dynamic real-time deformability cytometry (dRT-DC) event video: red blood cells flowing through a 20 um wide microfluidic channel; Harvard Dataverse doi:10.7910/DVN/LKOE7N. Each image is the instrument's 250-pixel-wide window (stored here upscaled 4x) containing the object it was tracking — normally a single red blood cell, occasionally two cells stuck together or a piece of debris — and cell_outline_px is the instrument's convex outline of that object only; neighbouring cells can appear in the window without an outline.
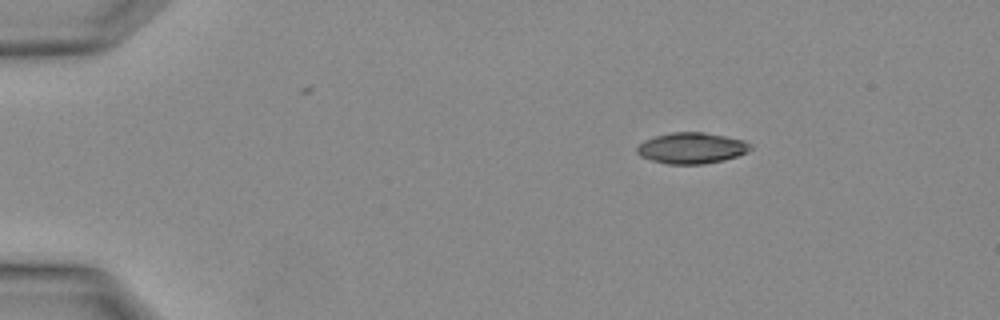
{"species": "Egyptian fruit bat (a non-hibernating species)", "species_latin": "Rousettus aegyptiacus", "temperature_condition": "warm", "stored_images_in_passage": 2, "camera_frame_rate_fps": 3000, "um_per_image_px": 0.085, "animal": {"sex": "female"}, "frame": {"image": 1, "passage_image": 2, "time_ms": 0.333, "image_size_px": [1000, 320], "cell_outline_px": [[752, 148], [748, 152], [724, 160], [704, 164], [668, 164], [652, 160], [640, 156], [636, 152], [636, 148], [644, 140], [656, 136], [672, 132], [704, 132], [744, 140], [752, 144]], "centroid_in_image_um": [58.8, 12.59], "position_along_channel_um": 26.2, "area_um2": 20.52}}